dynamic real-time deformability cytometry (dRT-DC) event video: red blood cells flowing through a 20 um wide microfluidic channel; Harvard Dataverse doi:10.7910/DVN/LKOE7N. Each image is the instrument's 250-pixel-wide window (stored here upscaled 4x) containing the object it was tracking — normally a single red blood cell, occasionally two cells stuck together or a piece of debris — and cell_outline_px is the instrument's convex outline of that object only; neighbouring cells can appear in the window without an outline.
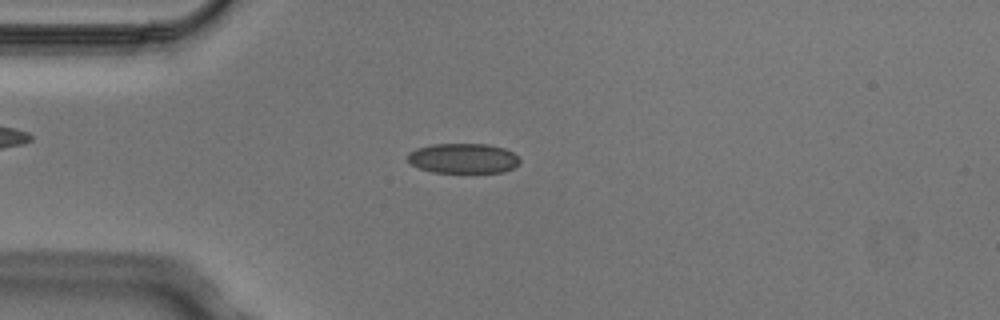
{"species": "Egyptian fruit bat (a non-hibernating species)", "species_latin": "Rousettus aegyptiacus", "temperature_condition": "cold", "stored_images_in_passage": 5, "camera_frame_rate_fps": 3000, "um_per_image_px": 0.085, "animal": {"sex": "male"}, "frame": {"image": 1, "passage_image": 2, "time_ms": 0.333, "image_size_px": [1000, 320], "cell_outline_px": [[520, 164], [504, 172], [432, 172], [420, 168], [412, 164], [408, 160], [408, 152], [416, 148], [432, 144], [488, 144], [504, 148], [512, 152], [520, 160]], "centroid_in_image_um": [39.37, 13.45], "position_along_channel_um": 45.6, "area_um2": 19.54}}
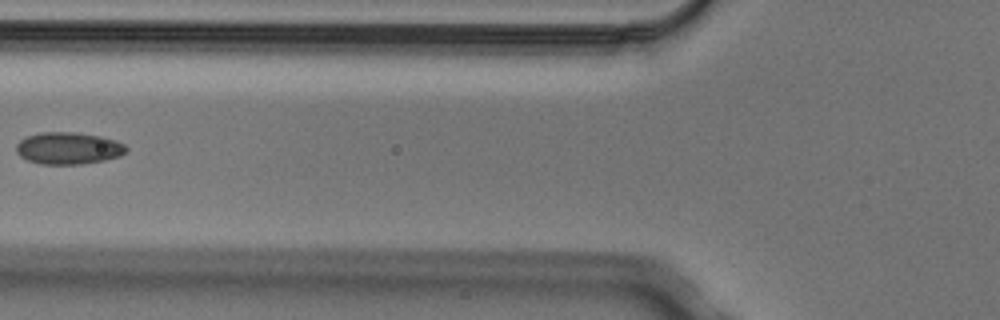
{"frame": {"image": 2, "passage_image": 4, "time_ms": 1.0, "image_size_px": [1000, 320], "cell_outline_px": [[128, 148], [120, 156], [104, 160], [80, 164], [40, 164], [28, 160], [20, 156], [16, 152], [16, 144], [20, 140], [28, 136], [40, 132], [76, 132], [100, 136], [116, 140], [124, 144]], "centroid_in_image_um": [5.8, 12.59], "position_along_channel_um": 120.0, "area_um2": 20.52}}
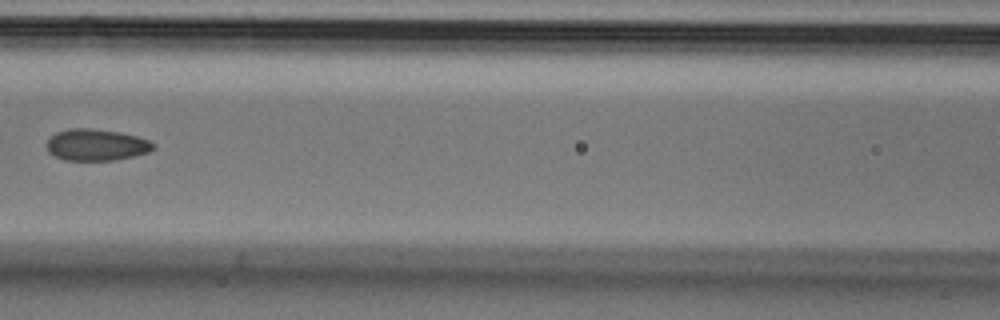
{"frame": {"image": 3, "passage_image": 5, "time_ms": 1.333, "image_size_px": [1000, 320], "cell_outline_px": [[156, 148], [148, 152], [132, 156], [112, 160], [64, 160], [48, 152], [44, 144], [56, 132], [68, 128], [92, 128], [120, 132], [136, 136], [148, 140], [156, 144]], "centroid_in_image_um": [8.17, 12.3], "position_along_channel_um": 158.4, "area_um2": 19.71}}